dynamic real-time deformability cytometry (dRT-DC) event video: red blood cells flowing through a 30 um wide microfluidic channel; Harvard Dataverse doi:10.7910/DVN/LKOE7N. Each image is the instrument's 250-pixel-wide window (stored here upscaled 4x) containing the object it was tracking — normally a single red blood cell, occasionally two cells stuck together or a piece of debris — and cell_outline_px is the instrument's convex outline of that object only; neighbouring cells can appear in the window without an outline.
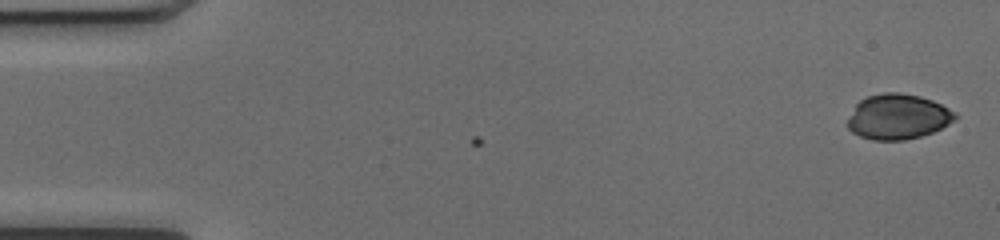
{"species": "common noctule bat (a hibernating species)", "species_latin": "Nyctalus noctula", "temperature_condition": "cold", "stored_images_in_passage": 3, "camera_frame_rate_fps": 3000, "um_per_image_px": 0.085, "animal": {"sex": "female", "body_mass_g": 17.0, "forearm_length_mm": 48.0}, "frame": {"image": 1, "passage_image": 3, "time_ms": 0.667, "image_size_px": [1000, 240], "cell_outline_px": [[956, 116], [948, 124], [932, 132], [920, 136], [904, 140], [872, 140], [860, 136], [852, 132], [848, 128], [848, 120], [856, 104], [860, 100], [868, 96], [884, 92], [896, 92], [920, 96], [932, 100], [956, 112]], "centroid_in_image_um": [76.3, 9.92], "position_along_channel_um": 8.7, "area_um2": 28.03}}